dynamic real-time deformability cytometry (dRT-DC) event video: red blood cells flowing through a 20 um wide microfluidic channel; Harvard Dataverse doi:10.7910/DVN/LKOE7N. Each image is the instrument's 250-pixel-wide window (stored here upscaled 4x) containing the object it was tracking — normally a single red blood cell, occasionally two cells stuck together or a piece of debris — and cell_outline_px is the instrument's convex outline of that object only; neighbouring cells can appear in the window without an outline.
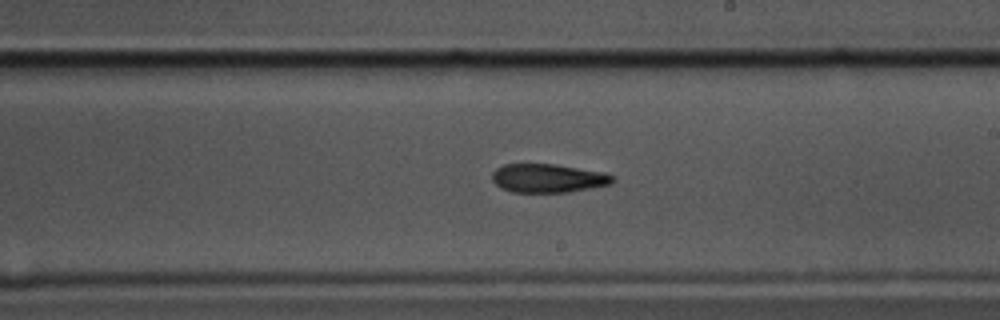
{"species": "common noctule bat (a hibernating species)", "species_latin": "Nyctalus noctula", "temperature_condition": "cold", "stored_images_in_passage": 41, "camera_frame_rate_fps": 3000, "um_per_image_px": 0.085, "animal": {"sex": "male", "body_mass_g": 17.5, "forearm_length_mm": 52.3}, "frame": {"image": 1, "passage_image": 17, "time_ms": 5.333, "image_size_px": [1000, 320], "cell_outline_px": [[616, 180], [612, 184], [568, 192], [512, 192], [500, 188], [492, 180], [492, 172], [496, 168], [504, 164], [556, 164], [604, 172], [616, 176]], "centroid_in_image_um": [46.61, 15.14], "position_along_channel_um": 242.4, "area_um2": 20.35}}
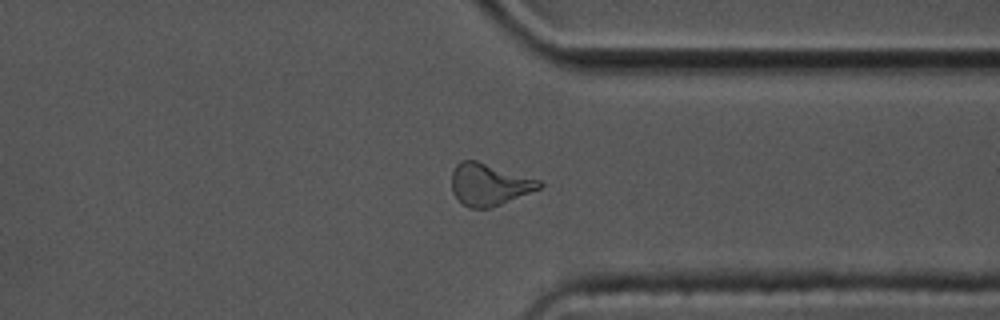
{"frame": {"image": 2, "passage_image": 28, "time_ms": 9.0, "image_size_px": [1000, 320], "cell_outline_px": [[544, 184], [540, 188], [500, 204], [488, 208], [468, 208], [452, 192], [452, 172], [456, 164], [460, 160], [476, 160], [540, 180]], "centroid_in_image_um": [41.56, 15.66], "position_along_channel_um": 369.8, "area_um2": 21.15}}
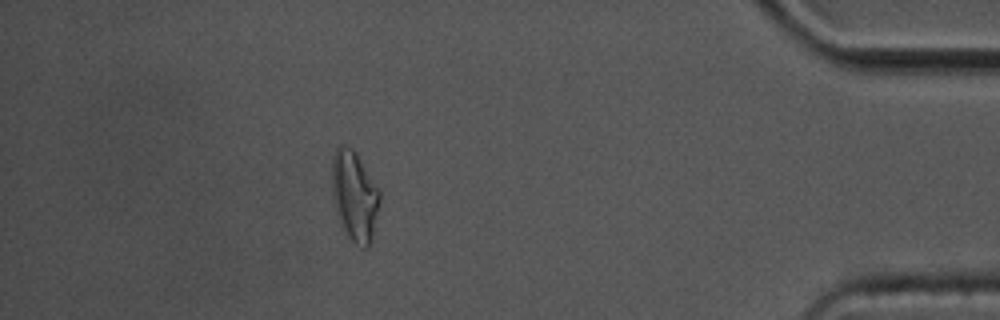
{"frame": {"image": 3, "passage_image": 35, "time_ms": 11.333, "image_size_px": [1000, 320], "cell_outline_px": [[380, 200], [372, 240], [368, 248], [364, 248], [356, 244], [348, 236], [336, 212], [332, 200], [332, 156], [336, 148], [340, 144], [344, 144], [352, 148], [356, 152], [380, 192]], "centroid_in_image_um": [30.12, 16.63], "position_along_channel_um": 405.1, "area_um2": 25.03}, "authors_computed_cell_mechanics": {"area_um2": 21.1548, "velocity_mm_per_s": 3.5019, "shape_relaxation_time_tau1_ms": 10.966, "shape_relaxation_time_tau2_ms": 5.7819, "deformation_change_tau1": 0.248, "deformation_change_tau2": 0.1456}}